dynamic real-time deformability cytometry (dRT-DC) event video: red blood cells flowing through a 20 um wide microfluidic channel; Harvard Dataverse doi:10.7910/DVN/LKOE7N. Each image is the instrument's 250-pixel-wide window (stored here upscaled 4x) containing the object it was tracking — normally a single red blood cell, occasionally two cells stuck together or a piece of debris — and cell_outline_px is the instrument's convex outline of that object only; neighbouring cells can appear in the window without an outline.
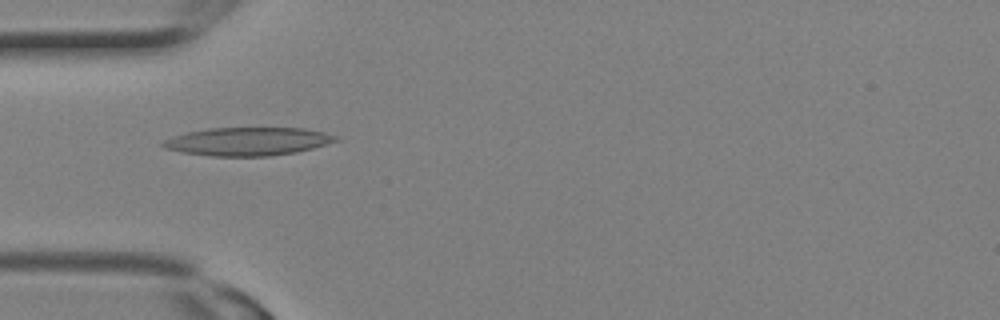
{"species": "Egyptian fruit bat (a non-hibernating species)", "species_latin": "Rousettus aegyptiacus", "temperature_condition": "room temperature", "stored_images_in_passage": 1, "camera_frame_rate_fps": 3000, "um_per_image_px": 0.085, "animal": {"sex": "female"}, "frame": {"image": 1, "passage_image": 1, "time_ms": 0.0, "image_size_px": [1000, 320], "cell_outline_px": [[340, 140], [312, 148], [296, 152], [268, 156], [212, 156], [184, 152], [164, 148], [160, 144], [164, 140], [188, 132], [208, 128], [304, 128], [324, 132], [336, 136]], "centroid_in_image_um": [21.08, 12.02], "position_along_channel_um": 63.9, "area_um2": 28.15}}